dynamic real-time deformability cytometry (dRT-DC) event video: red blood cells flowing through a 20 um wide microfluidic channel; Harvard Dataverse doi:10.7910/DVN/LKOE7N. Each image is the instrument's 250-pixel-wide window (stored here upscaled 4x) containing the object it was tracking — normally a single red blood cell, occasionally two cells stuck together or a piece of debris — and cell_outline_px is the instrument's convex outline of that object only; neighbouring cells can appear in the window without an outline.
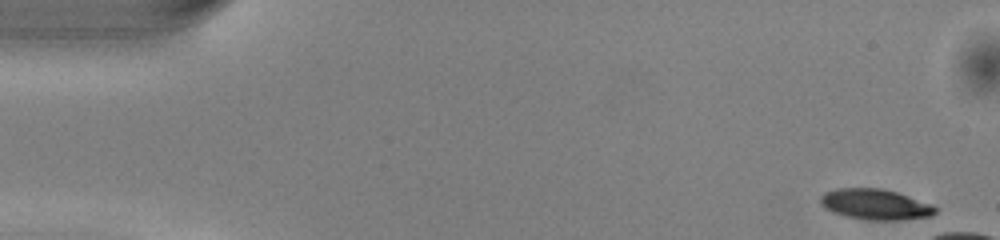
{"species": "common noctule bat (a hibernating species)", "species_latin": "Nyctalus noctula", "temperature_condition": "warm", "stored_images_in_passage": 11, "camera_frame_rate_fps": 3000, "um_per_image_px": 0.085, "animal": {"sex": "male", "body_mass_g": 13.0, "forearm_length_mm": 53.1}, "frame": {"image": 1, "passage_image": 1, "time_ms": 0.0, "image_size_px": [1000, 240], "cell_outline_px": [[936, 212], [928, 216], [900, 220], [868, 220], [844, 216], [832, 212], [824, 208], [820, 204], [820, 196], [824, 192], [836, 188], [884, 188], [908, 196], [928, 204], [936, 208]], "centroid_in_image_um": [74.31, 17.37], "position_along_channel_um": 10.7, "area_um2": 20.4}}